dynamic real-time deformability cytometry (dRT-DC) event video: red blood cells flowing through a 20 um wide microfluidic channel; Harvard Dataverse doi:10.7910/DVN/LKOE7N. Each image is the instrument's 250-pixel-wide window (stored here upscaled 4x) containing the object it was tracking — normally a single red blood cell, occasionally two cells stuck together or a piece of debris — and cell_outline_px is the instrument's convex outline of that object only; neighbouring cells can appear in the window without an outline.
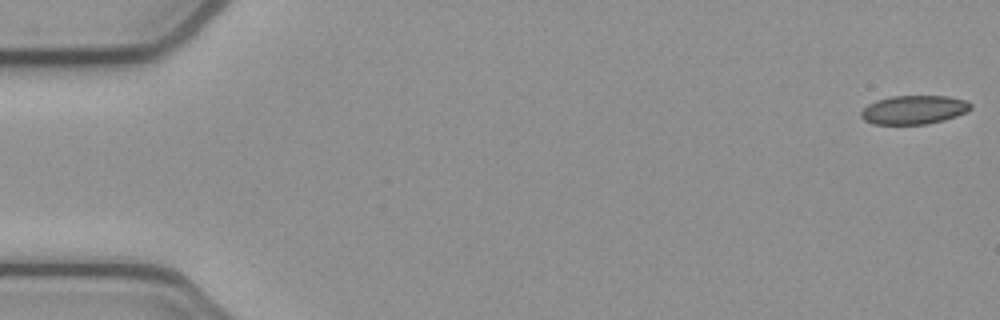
{"species": "common noctule bat (a hibernating species)", "species_latin": "Nyctalus noctula", "temperature_condition": "cold", "stored_images_in_passage": 53, "camera_frame_rate_fps": 3000, "um_per_image_px": 0.085, "animal": {"sex": "female", "body_mass_g": 21.9}, "frame": {"image": 1, "passage_image": 1, "time_ms": 0.0, "image_size_px": [1000, 320], "cell_outline_px": [[972, 108], [968, 112], [944, 120], [928, 124], [872, 124], [864, 120], [860, 116], [860, 112], [868, 104], [876, 100], [892, 96], [948, 96], [968, 100], [972, 104]], "centroid_in_image_um": [77.71, 9.33], "position_along_channel_um": 7.3, "area_um2": 18.61}}
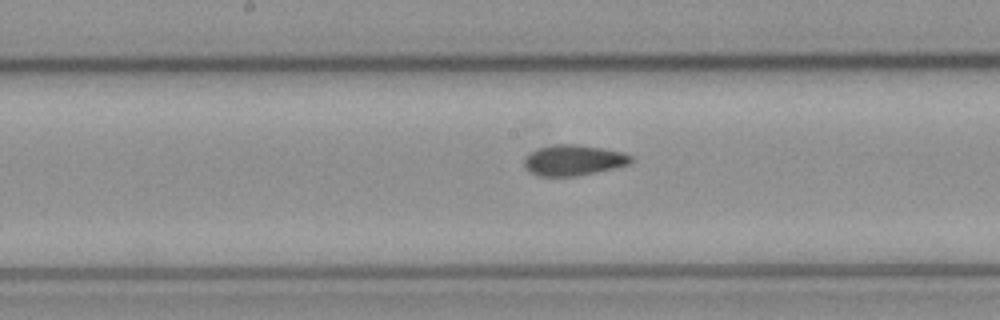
{"frame": {"image": 2, "passage_image": 27, "time_ms": 8.667, "image_size_px": [1000, 320], "cell_outline_px": [[632, 160], [628, 164], [596, 172], [576, 176], [536, 176], [528, 172], [524, 168], [524, 156], [528, 152], [540, 148], [556, 144], [576, 144], [624, 152], [632, 156]], "centroid_in_image_um": [48.67, 13.62], "position_along_channel_um": 199.5, "area_um2": 19.13}}
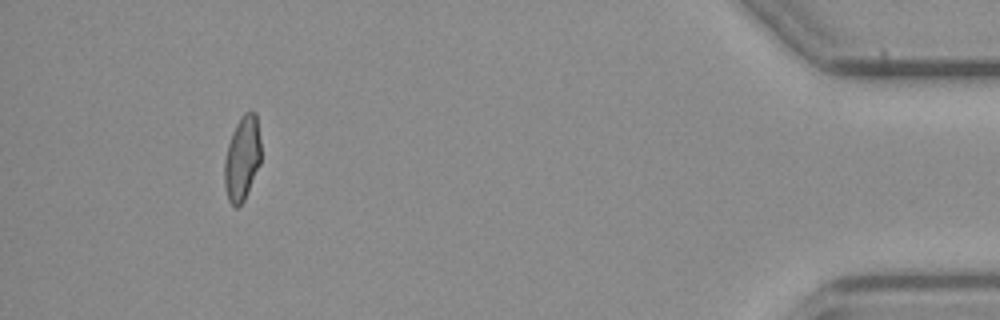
{"frame": {"image": 3, "passage_image": 49, "time_ms": 16.0, "image_size_px": [1000, 320], "cell_outline_px": [[260, 164], [244, 200], [236, 208], [228, 200], [224, 184], [224, 160], [228, 144], [232, 132], [240, 116], [244, 112], [252, 108], [256, 112], [260, 140]], "centroid_in_image_um": [20.58, 13.41], "position_along_channel_um": 414.6, "area_um2": 18.15}, "authors_computed_cell_mechanics": {"area_um2": 18.9006, "velocity_mm_per_s": 3.8799, "shape_relaxation_time_tau1_ms": null, "shape_relaxation_time_tau2_ms": 2.3025, "deformation_change_tau1": null, "deformation_change_tau2": 0.0631}}